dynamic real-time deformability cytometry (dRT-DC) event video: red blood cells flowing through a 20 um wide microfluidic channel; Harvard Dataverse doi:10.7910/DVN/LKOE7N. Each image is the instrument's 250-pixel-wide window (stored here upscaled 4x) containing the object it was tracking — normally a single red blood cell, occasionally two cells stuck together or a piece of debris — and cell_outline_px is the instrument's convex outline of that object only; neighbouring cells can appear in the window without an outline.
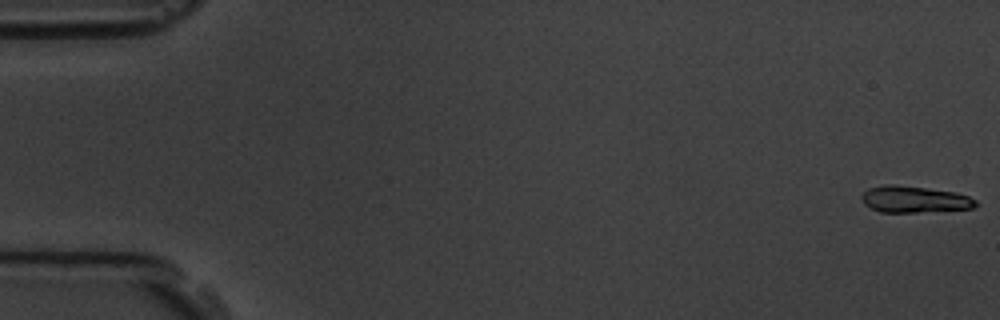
{"species": "common noctule bat (a hibernating species)", "species_latin": "Nyctalus noctula", "temperature_condition": "room temperature", "stored_images_in_passage": 7, "camera_frame_rate_fps": 3000, "um_per_image_px": 0.085, "animal": {"sex": "male", "body_mass_g": 19.5, "forearm_length_mm": 54.6}, "frame": {"image": 1, "passage_image": 1, "time_ms": 0.0, "image_size_px": [1000, 320], "cell_outline_px": [[980, 204], [972, 208], [916, 212], [880, 212], [864, 204], [860, 196], [868, 188], [884, 184], [892, 184], [924, 188], [952, 192], [968, 196], [976, 200]], "centroid_in_image_um": [77.68, 16.94], "position_along_channel_um": 7.3, "area_um2": 17.46}}
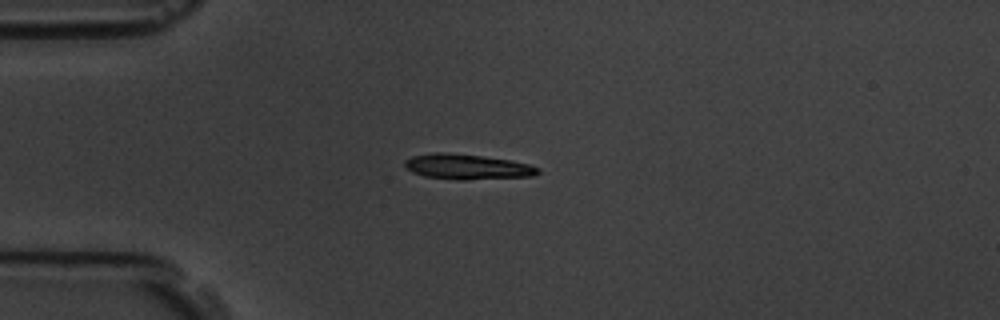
{"frame": {"image": 2, "passage_image": 5, "time_ms": 4.667, "image_size_px": [1000, 320], "cell_outline_px": [[540, 172], [536, 176], [464, 180], [460, 180], [424, 176], [412, 172], [404, 164], [404, 160], [412, 156], [432, 152], [444, 152], [480, 156], [508, 160], [528, 164], [540, 168]], "centroid_in_image_um": [39.72, 14.18], "position_along_channel_um": 45.3, "area_um2": 19.54}}
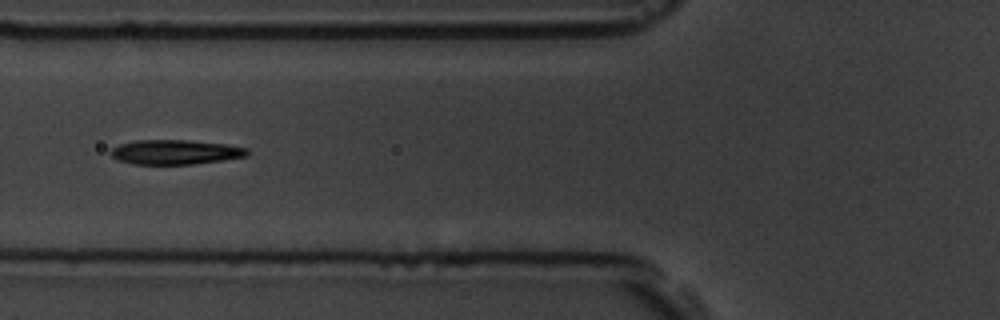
{"frame": {"image": 3, "passage_image": 7, "time_ms": 7.0, "image_size_px": [1000, 320], "cell_outline_px": [[248, 156], [224, 160], [192, 164], [132, 164], [116, 160], [108, 152], [112, 148], [120, 144], [136, 140], [184, 140], [228, 144], [248, 148]], "centroid_in_image_um": [14.89, 12.93], "position_along_channel_um": 110.9, "area_um2": 19.71}}